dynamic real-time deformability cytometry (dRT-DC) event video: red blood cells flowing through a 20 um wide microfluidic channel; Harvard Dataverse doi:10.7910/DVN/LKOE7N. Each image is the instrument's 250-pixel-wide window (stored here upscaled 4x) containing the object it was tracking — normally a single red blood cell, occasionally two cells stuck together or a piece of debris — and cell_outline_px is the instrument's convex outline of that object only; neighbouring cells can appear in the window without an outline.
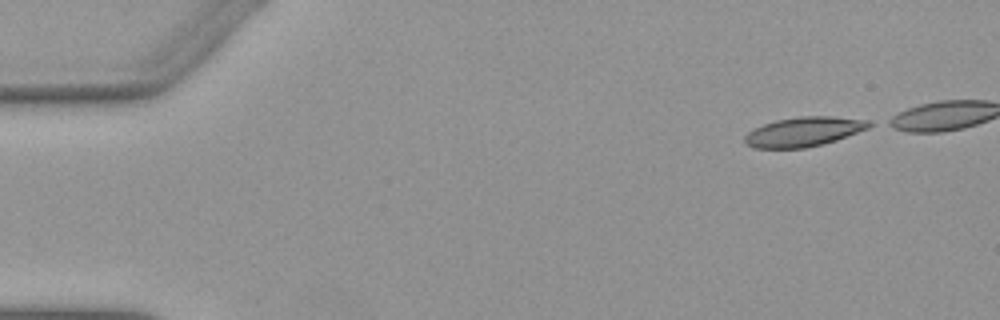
{"species": "Egyptian fruit bat (a non-hibernating species)", "species_latin": "Rousettus aegyptiacus", "temperature_condition": "warm", "stored_images_in_passage": 42, "camera_frame_rate_fps": 3000, "um_per_image_px": 0.085, "animal": {"sex": "female"}, "frame": {"image": 1, "passage_image": 1, "time_ms": 0.0, "image_size_px": [1000, 320], "cell_outline_px": [[876, 124], [868, 128], [836, 140], [804, 148], [756, 148], [744, 144], [744, 136], [748, 132], [764, 124], [776, 120], [800, 116], [832, 116], [872, 120]], "centroid_in_image_um": [68.35, 11.18], "position_along_channel_um": 16.6, "area_um2": 21.39}}
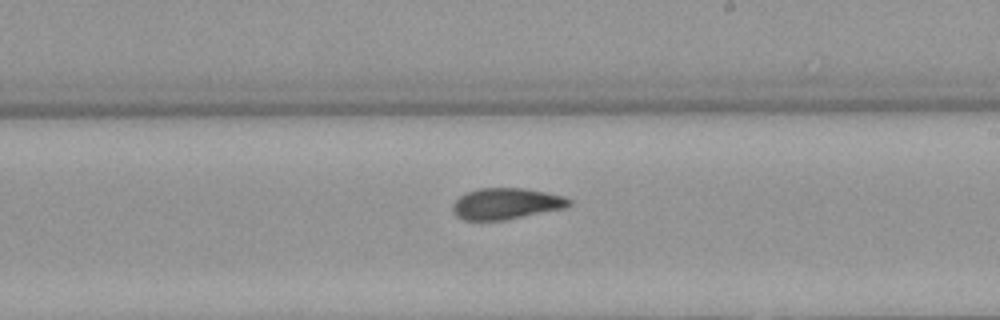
{"frame": {"image": 2, "passage_image": 27, "time_ms": 8.667, "image_size_px": [1000, 320], "cell_outline_px": [[572, 204], [564, 208], [504, 220], [464, 220], [456, 216], [452, 208], [452, 204], [460, 196], [468, 192], [480, 188], [524, 188], [564, 196], [572, 200]], "centroid_in_image_um": [43.02, 17.31], "position_along_channel_um": 246.0, "area_um2": 21.04}}
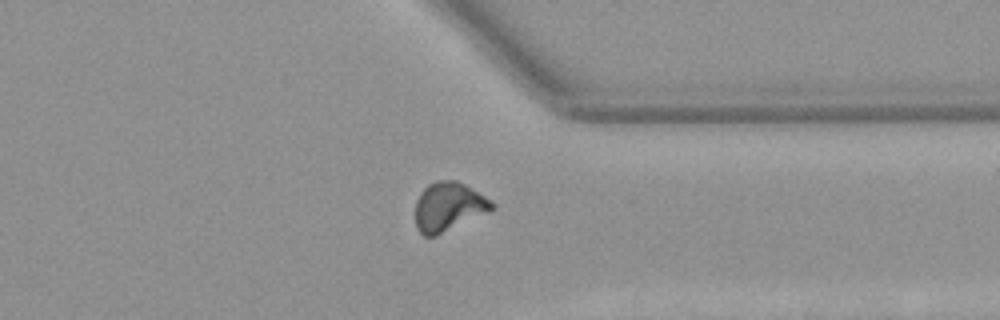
{"frame": {"image": 3, "passage_image": 37, "time_ms": 12.0, "image_size_px": [1000, 320], "cell_outline_px": [[496, 208], [436, 236], [424, 236], [416, 228], [416, 200], [420, 192], [428, 184], [436, 180], [456, 180], [464, 184], [484, 196], [496, 204]], "centroid_in_image_um": [38.11, 17.56], "position_along_channel_um": 373.3, "area_um2": 21.73}, "authors_computed_cell_mechanics": {"area_um2": 21.675, "velocity_mm_per_s": 3.8925, "shape_relaxation_time_tau1_ms": 9.9309, "shape_relaxation_time_tau2_ms": 2.5153, "deformation_change_tau1": 0.2441, "deformation_change_tau2": 0.077}}